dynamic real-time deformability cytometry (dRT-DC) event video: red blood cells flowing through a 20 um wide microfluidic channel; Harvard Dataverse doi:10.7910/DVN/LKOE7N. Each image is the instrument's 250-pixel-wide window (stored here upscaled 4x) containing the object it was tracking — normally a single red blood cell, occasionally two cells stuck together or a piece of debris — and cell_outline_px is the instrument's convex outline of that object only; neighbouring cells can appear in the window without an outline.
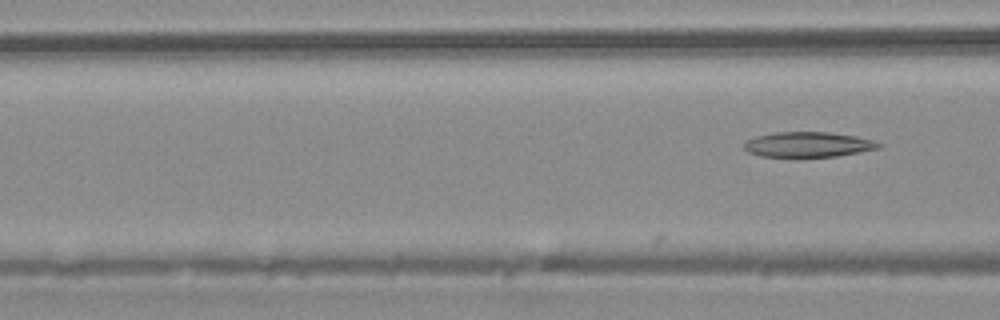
{"species": "common noctule bat (a hibernating species)", "species_latin": "Nyctalus noctula", "temperature_condition": "warm", "stored_images_in_passage": 9, "camera_frame_rate_fps": 3000, "um_per_image_px": 0.085, "animal": {"sex": "male", "body_mass_g": 20.4}, "frame": {"image": 1, "passage_image": 9, "time_ms": 2.667, "image_size_px": [1000, 320], "cell_outline_px": [[884, 144], [880, 148], [836, 156], [760, 156], [748, 152], [744, 148], [744, 144], [748, 140], [756, 136], [776, 132], [828, 132], [856, 136], [872, 140]], "centroid_in_image_um": [68.71, 12.27], "position_along_channel_um": 97.9, "area_um2": 19.48}}